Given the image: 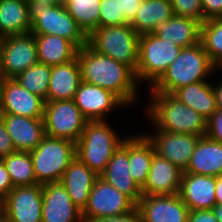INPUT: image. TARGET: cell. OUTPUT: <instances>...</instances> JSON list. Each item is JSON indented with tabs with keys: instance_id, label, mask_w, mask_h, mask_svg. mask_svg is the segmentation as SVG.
I'll return each mask as SVG.
<instances>
[{
	"instance_id": "obj_1",
	"label": "cell",
	"mask_w": 222,
	"mask_h": 222,
	"mask_svg": "<svg viewBox=\"0 0 222 222\" xmlns=\"http://www.w3.org/2000/svg\"><path fill=\"white\" fill-rule=\"evenodd\" d=\"M77 59L82 81L109 90L126 105H133L140 88L129 66L97 53L88 44L78 49Z\"/></svg>"
},
{
	"instance_id": "obj_2",
	"label": "cell",
	"mask_w": 222,
	"mask_h": 222,
	"mask_svg": "<svg viewBox=\"0 0 222 222\" xmlns=\"http://www.w3.org/2000/svg\"><path fill=\"white\" fill-rule=\"evenodd\" d=\"M146 105L147 116L155 130L205 136L207 120L191 107H187L172 94L150 92ZM158 127V128H157Z\"/></svg>"
},
{
	"instance_id": "obj_3",
	"label": "cell",
	"mask_w": 222,
	"mask_h": 222,
	"mask_svg": "<svg viewBox=\"0 0 222 222\" xmlns=\"http://www.w3.org/2000/svg\"><path fill=\"white\" fill-rule=\"evenodd\" d=\"M216 70L202 42L182 48L161 78L150 88V92L172 94L185 85L205 81Z\"/></svg>"
},
{
	"instance_id": "obj_4",
	"label": "cell",
	"mask_w": 222,
	"mask_h": 222,
	"mask_svg": "<svg viewBox=\"0 0 222 222\" xmlns=\"http://www.w3.org/2000/svg\"><path fill=\"white\" fill-rule=\"evenodd\" d=\"M126 137H120L107 120L88 121L76 142V157L100 176Z\"/></svg>"
},
{
	"instance_id": "obj_5",
	"label": "cell",
	"mask_w": 222,
	"mask_h": 222,
	"mask_svg": "<svg viewBox=\"0 0 222 222\" xmlns=\"http://www.w3.org/2000/svg\"><path fill=\"white\" fill-rule=\"evenodd\" d=\"M31 33L57 35L72 42L78 49L87 44V35L68 13L64 3L48 5L27 1Z\"/></svg>"
},
{
	"instance_id": "obj_6",
	"label": "cell",
	"mask_w": 222,
	"mask_h": 222,
	"mask_svg": "<svg viewBox=\"0 0 222 222\" xmlns=\"http://www.w3.org/2000/svg\"><path fill=\"white\" fill-rule=\"evenodd\" d=\"M139 38L130 24L106 26L93 30L87 36V44L97 53L124 63L136 72Z\"/></svg>"
},
{
	"instance_id": "obj_7",
	"label": "cell",
	"mask_w": 222,
	"mask_h": 222,
	"mask_svg": "<svg viewBox=\"0 0 222 222\" xmlns=\"http://www.w3.org/2000/svg\"><path fill=\"white\" fill-rule=\"evenodd\" d=\"M29 153L38 184L60 182L64 171L76 157V143L45 136Z\"/></svg>"
},
{
	"instance_id": "obj_8",
	"label": "cell",
	"mask_w": 222,
	"mask_h": 222,
	"mask_svg": "<svg viewBox=\"0 0 222 222\" xmlns=\"http://www.w3.org/2000/svg\"><path fill=\"white\" fill-rule=\"evenodd\" d=\"M182 47L154 33L139 38L138 65L135 76L138 84L148 82L152 87L174 62Z\"/></svg>"
},
{
	"instance_id": "obj_9",
	"label": "cell",
	"mask_w": 222,
	"mask_h": 222,
	"mask_svg": "<svg viewBox=\"0 0 222 222\" xmlns=\"http://www.w3.org/2000/svg\"><path fill=\"white\" fill-rule=\"evenodd\" d=\"M44 128L46 136L77 142L88 120L73 99L45 101Z\"/></svg>"
},
{
	"instance_id": "obj_10",
	"label": "cell",
	"mask_w": 222,
	"mask_h": 222,
	"mask_svg": "<svg viewBox=\"0 0 222 222\" xmlns=\"http://www.w3.org/2000/svg\"><path fill=\"white\" fill-rule=\"evenodd\" d=\"M38 63L37 46L31 32L5 36L0 39V76L15 78Z\"/></svg>"
},
{
	"instance_id": "obj_11",
	"label": "cell",
	"mask_w": 222,
	"mask_h": 222,
	"mask_svg": "<svg viewBox=\"0 0 222 222\" xmlns=\"http://www.w3.org/2000/svg\"><path fill=\"white\" fill-rule=\"evenodd\" d=\"M42 185L13 187L0 203L8 222H42Z\"/></svg>"
},
{
	"instance_id": "obj_12",
	"label": "cell",
	"mask_w": 222,
	"mask_h": 222,
	"mask_svg": "<svg viewBox=\"0 0 222 222\" xmlns=\"http://www.w3.org/2000/svg\"><path fill=\"white\" fill-rule=\"evenodd\" d=\"M136 205L124 194L100 176L89 195L87 206L82 211L83 221L100 217L116 216L129 212Z\"/></svg>"
},
{
	"instance_id": "obj_13",
	"label": "cell",
	"mask_w": 222,
	"mask_h": 222,
	"mask_svg": "<svg viewBox=\"0 0 222 222\" xmlns=\"http://www.w3.org/2000/svg\"><path fill=\"white\" fill-rule=\"evenodd\" d=\"M152 133L145 135L152 142L156 154L171 161L184 172L189 165L195 146L202 136L163 130H156Z\"/></svg>"
},
{
	"instance_id": "obj_14",
	"label": "cell",
	"mask_w": 222,
	"mask_h": 222,
	"mask_svg": "<svg viewBox=\"0 0 222 222\" xmlns=\"http://www.w3.org/2000/svg\"><path fill=\"white\" fill-rule=\"evenodd\" d=\"M73 100L88 121L105 120L115 108L127 107L113 92L84 81H81Z\"/></svg>"
},
{
	"instance_id": "obj_15",
	"label": "cell",
	"mask_w": 222,
	"mask_h": 222,
	"mask_svg": "<svg viewBox=\"0 0 222 222\" xmlns=\"http://www.w3.org/2000/svg\"><path fill=\"white\" fill-rule=\"evenodd\" d=\"M136 206L141 222H188L190 210L178 194L142 195Z\"/></svg>"
},
{
	"instance_id": "obj_16",
	"label": "cell",
	"mask_w": 222,
	"mask_h": 222,
	"mask_svg": "<svg viewBox=\"0 0 222 222\" xmlns=\"http://www.w3.org/2000/svg\"><path fill=\"white\" fill-rule=\"evenodd\" d=\"M45 100L30 93L14 78H3L0 114L43 118Z\"/></svg>"
},
{
	"instance_id": "obj_17",
	"label": "cell",
	"mask_w": 222,
	"mask_h": 222,
	"mask_svg": "<svg viewBox=\"0 0 222 222\" xmlns=\"http://www.w3.org/2000/svg\"><path fill=\"white\" fill-rule=\"evenodd\" d=\"M42 222H83L82 211L60 182L42 185Z\"/></svg>"
},
{
	"instance_id": "obj_18",
	"label": "cell",
	"mask_w": 222,
	"mask_h": 222,
	"mask_svg": "<svg viewBox=\"0 0 222 222\" xmlns=\"http://www.w3.org/2000/svg\"><path fill=\"white\" fill-rule=\"evenodd\" d=\"M100 177L126 195L135 205L140 201L141 188L129 172V135L113 154Z\"/></svg>"
},
{
	"instance_id": "obj_19",
	"label": "cell",
	"mask_w": 222,
	"mask_h": 222,
	"mask_svg": "<svg viewBox=\"0 0 222 222\" xmlns=\"http://www.w3.org/2000/svg\"><path fill=\"white\" fill-rule=\"evenodd\" d=\"M16 151L34 150L46 136L43 118L0 114Z\"/></svg>"
},
{
	"instance_id": "obj_20",
	"label": "cell",
	"mask_w": 222,
	"mask_h": 222,
	"mask_svg": "<svg viewBox=\"0 0 222 222\" xmlns=\"http://www.w3.org/2000/svg\"><path fill=\"white\" fill-rule=\"evenodd\" d=\"M216 177L182 173L178 195L189 210L212 209L216 204Z\"/></svg>"
},
{
	"instance_id": "obj_21",
	"label": "cell",
	"mask_w": 222,
	"mask_h": 222,
	"mask_svg": "<svg viewBox=\"0 0 222 222\" xmlns=\"http://www.w3.org/2000/svg\"><path fill=\"white\" fill-rule=\"evenodd\" d=\"M183 171L171 161L153 156L147 182L141 188L142 195H174L179 193Z\"/></svg>"
},
{
	"instance_id": "obj_22",
	"label": "cell",
	"mask_w": 222,
	"mask_h": 222,
	"mask_svg": "<svg viewBox=\"0 0 222 222\" xmlns=\"http://www.w3.org/2000/svg\"><path fill=\"white\" fill-rule=\"evenodd\" d=\"M98 177L94 171L75 157L64 171L60 183L69 194L71 201L83 211Z\"/></svg>"
},
{
	"instance_id": "obj_23",
	"label": "cell",
	"mask_w": 222,
	"mask_h": 222,
	"mask_svg": "<svg viewBox=\"0 0 222 222\" xmlns=\"http://www.w3.org/2000/svg\"><path fill=\"white\" fill-rule=\"evenodd\" d=\"M81 81V69L77 57L67 63L51 66L46 101L74 99Z\"/></svg>"
},
{
	"instance_id": "obj_24",
	"label": "cell",
	"mask_w": 222,
	"mask_h": 222,
	"mask_svg": "<svg viewBox=\"0 0 222 222\" xmlns=\"http://www.w3.org/2000/svg\"><path fill=\"white\" fill-rule=\"evenodd\" d=\"M184 173L222 176V143L206 135L200 137Z\"/></svg>"
},
{
	"instance_id": "obj_25",
	"label": "cell",
	"mask_w": 222,
	"mask_h": 222,
	"mask_svg": "<svg viewBox=\"0 0 222 222\" xmlns=\"http://www.w3.org/2000/svg\"><path fill=\"white\" fill-rule=\"evenodd\" d=\"M154 34L182 48L200 42L201 22L192 18L173 15L157 26Z\"/></svg>"
},
{
	"instance_id": "obj_26",
	"label": "cell",
	"mask_w": 222,
	"mask_h": 222,
	"mask_svg": "<svg viewBox=\"0 0 222 222\" xmlns=\"http://www.w3.org/2000/svg\"><path fill=\"white\" fill-rule=\"evenodd\" d=\"M172 95L206 120L217 110L213 83L210 81L185 85L175 90Z\"/></svg>"
},
{
	"instance_id": "obj_27",
	"label": "cell",
	"mask_w": 222,
	"mask_h": 222,
	"mask_svg": "<svg viewBox=\"0 0 222 222\" xmlns=\"http://www.w3.org/2000/svg\"><path fill=\"white\" fill-rule=\"evenodd\" d=\"M37 46L38 62L49 66L74 60L78 48L69 40L57 35L34 34Z\"/></svg>"
},
{
	"instance_id": "obj_28",
	"label": "cell",
	"mask_w": 222,
	"mask_h": 222,
	"mask_svg": "<svg viewBox=\"0 0 222 222\" xmlns=\"http://www.w3.org/2000/svg\"><path fill=\"white\" fill-rule=\"evenodd\" d=\"M155 153L154 146L146 135H129V172L140 188L147 182Z\"/></svg>"
},
{
	"instance_id": "obj_29",
	"label": "cell",
	"mask_w": 222,
	"mask_h": 222,
	"mask_svg": "<svg viewBox=\"0 0 222 222\" xmlns=\"http://www.w3.org/2000/svg\"><path fill=\"white\" fill-rule=\"evenodd\" d=\"M174 15L171 0H142L130 26L141 36L154 33L157 26Z\"/></svg>"
},
{
	"instance_id": "obj_30",
	"label": "cell",
	"mask_w": 222,
	"mask_h": 222,
	"mask_svg": "<svg viewBox=\"0 0 222 222\" xmlns=\"http://www.w3.org/2000/svg\"><path fill=\"white\" fill-rule=\"evenodd\" d=\"M31 32L27 0H0V37Z\"/></svg>"
},
{
	"instance_id": "obj_31",
	"label": "cell",
	"mask_w": 222,
	"mask_h": 222,
	"mask_svg": "<svg viewBox=\"0 0 222 222\" xmlns=\"http://www.w3.org/2000/svg\"><path fill=\"white\" fill-rule=\"evenodd\" d=\"M13 187L33 186L38 184L34 174L31 155L29 152L15 151L2 157Z\"/></svg>"
},
{
	"instance_id": "obj_32",
	"label": "cell",
	"mask_w": 222,
	"mask_h": 222,
	"mask_svg": "<svg viewBox=\"0 0 222 222\" xmlns=\"http://www.w3.org/2000/svg\"><path fill=\"white\" fill-rule=\"evenodd\" d=\"M101 0H64L68 13L88 36L99 27Z\"/></svg>"
},
{
	"instance_id": "obj_33",
	"label": "cell",
	"mask_w": 222,
	"mask_h": 222,
	"mask_svg": "<svg viewBox=\"0 0 222 222\" xmlns=\"http://www.w3.org/2000/svg\"><path fill=\"white\" fill-rule=\"evenodd\" d=\"M50 76L51 66L38 62L14 79L30 93L38 95L46 101Z\"/></svg>"
},
{
	"instance_id": "obj_34",
	"label": "cell",
	"mask_w": 222,
	"mask_h": 222,
	"mask_svg": "<svg viewBox=\"0 0 222 222\" xmlns=\"http://www.w3.org/2000/svg\"><path fill=\"white\" fill-rule=\"evenodd\" d=\"M200 41L215 65L222 60V18L207 19L201 23Z\"/></svg>"
},
{
	"instance_id": "obj_35",
	"label": "cell",
	"mask_w": 222,
	"mask_h": 222,
	"mask_svg": "<svg viewBox=\"0 0 222 222\" xmlns=\"http://www.w3.org/2000/svg\"><path fill=\"white\" fill-rule=\"evenodd\" d=\"M99 6V27L130 24L118 0H101Z\"/></svg>"
},
{
	"instance_id": "obj_36",
	"label": "cell",
	"mask_w": 222,
	"mask_h": 222,
	"mask_svg": "<svg viewBox=\"0 0 222 222\" xmlns=\"http://www.w3.org/2000/svg\"><path fill=\"white\" fill-rule=\"evenodd\" d=\"M171 4L175 15L204 22L201 0H171Z\"/></svg>"
},
{
	"instance_id": "obj_37",
	"label": "cell",
	"mask_w": 222,
	"mask_h": 222,
	"mask_svg": "<svg viewBox=\"0 0 222 222\" xmlns=\"http://www.w3.org/2000/svg\"><path fill=\"white\" fill-rule=\"evenodd\" d=\"M206 136L222 143V110H216L207 120Z\"/></svg>"
},
{
	"instance_id": "obj_38",
	"label": "cell",
	"mask_w": 222,
	"mask_h": 222,
	"mask_svg": "<svg viewBox=\"0 0 222 222\" xmlns=\"http://www.w3.org/2000/svg\"><path fill=\"white\" fill-rule=\"evenodd\" d=\"M83 222H141V216L139 209L137 208V206H135L132 210L125 214L100 217Z\"/></svg>"
},
{
	"instance_id": "obj_39",
	"label": "cell",
	"mask_w": 222,
	"mask_h": 222,
	"mask_svg": "<svg viewBox=\"0 0 222 222\" xmlns=\"http://www.w3.org/2000/svg\"><path fill=\"white\" fill-rule=\"evenodd\" d=\"M204 21L213 18H222V0H201Z\"/></svg>"
},
{
	"instance_id": "obj_40",
	"label": "cell",
	"mask_w": 222,
	"mask_h": 222,
	"mask_svg": "<svg viewBox=\"0 0 222 222\" xmlns=\"http://www.w3.org/2000/svg\"><path fill=\"white\" fill-rule=\"evenodd\" d=\"M15 151L12 139L6 130L3 120L0 118V159Z\"/></svg>"
},
{
	"instance_id": "obj_41",
	"label": "cell",
	"mask_w": 222,
	"mask_h": 222,
	"mask_svg": "<svg viewBox=\"0 0 222 222\" xmlns=\"http://www.w3.org/2000/svg\"><path fill=\"white\" fill-rule=\"evenodd\" d=\"M12 188L13 183L10 179L9 172L4 162L0 159V203L6 198Z\"/></svg>"
},
{
	"instance_id": "obj_42",
	"label": "cell",
	"mask_w": 222,
	"mask_h": 222,
	"mask_svg": "<svg viewBox=\"0 0 222 222\" xmlns=\"http://www.w3.org/2000/svg\"><path fill=\"white\" fill-rule=\"evenodd\" d=\"M121 11H124L125 18L131 23L137 15L142 0H118Z\"/></svg>"
},
{
	"instance_id": "obj_43",
	"label": "cell",
	"mask_w": 222,
	"mask_h": 222,
	"mask_svg": "<svg viewBox=\"0 0 222 222\" xmlns=\"http://www.w3.org/2000/svg\"><path fill=\"white\" fill-rule=\"evenodd\" d=\"M188 222H218L211 209L191 210Z\"/></svg>"
},
{
	"instance_id": "obj_44",
	"label": "cell",
	"mask_w": 222,
	"mask_h": 222,
	"mask_svg": "<svg viewBox=\"0 0 222 222\" xmlns=\"http://www.w3.org/2000/svg\"><path fill=\"white\" fill-rule=\"evenodd\" d=\"M216 107L218 110H222V81L220 84L213 85Z\"/></svg>"
},
{
	"instance_id": "obj_45",
	"label": "cell",
	"mask_w": 222,
	"mask_h": 222,
	"mask_svg": "<svg viewBox=\"0 0 222 222\" xmlns=\"http://www.w3.org/2000/svg\"><path fill=\"white\" fill-rule=\"evenodd\" d=\"M215 198L217 204H222V176L216 177Z\"/></svg>"
},
{
	"instance_id": "obj_46",
	"label": "cell",
	"mask_w": 222,
	"mask_h": 222,
	"mask_svg": "<svg viewBox=\"0 0 222 222\" xmlns=\"http://www.w3.org/2000/svg\"><path fill=\"white\" fill-rule=\"evenodd\" d=\"M212 212L214 217L217 219L218 222H222V204H215L212 207Z\"/></svg>"
},
{
	"instance_id": "obj_47",
	"label": "cell",
	"mask_w": 222,
	"mask_h": 222,
	"mask_svg": "<svg viewBox=\"0 0 222 222\" xmlns=\"http://www.w3.org/2000/svg\"><path fill=\"white\" fill-rule=\"evenodd\" d=\"M27 1H36V2H40L43 4H48V5H60L64 3V0H27Z\"/></svg>"
},
{
	"instance_id": "obj_48",
	"label": "cell",
	"mask_w": 222,
	"mask_h": 222,
	"mask_svg": "<svg viewBox=\"0 0 222 222\" xmlns=\"http://www.w3.org/2000/svg\"><path fill=\"white\" fill-rule=\"evenodd\" d=\"M2 80L3 78L0 76V107H1V94H2Z\"/></svg>"
},
{
	"instance_id": "obj_49",
	"label": "cell",
	"mask_w": 222,
	"mask_h": 222,
	"mask_svg": "<svg viewBox=\"0 0 222 222\" xmlns=\"http://www.w3.org/2000/svg\"><path fill=\"white\" fill-rule=\"evenodd\" d=\"M215 68L217 71H218V68H219V70L220 69L222 70V60L215 65Z\"/></svg>"
},
{
	"instance_id": "obj_50",
	"label": "cell",
	"mask_w": 222,
	"mask_h": 222,
	"mask_svg": "<svg viewBox=\"0 0 222 222\" xmlns=\"http://www.w3.org/2000/svg\"><path fill=\"white\" fill-rule=\"evenodd\" d=\"M2 219H3V215H2V212L0 210V222L2 221Z\"/></svg>"
},
{
	"instance_id": "obj_51",
	"label": "cell",
	"mask_w": 222,
	"mask_h": 222,
	"mask_svg": "<svg viewBox=\"0 0 222 222\" xmlns=\"http://www.w3.org/2000/svg\"><path fill=\"white\" fill-rule=\"evenodd\" d=\"M1 222H8V221H7L6 219L3 218Z\"/></svg>"
}]
</instances>
